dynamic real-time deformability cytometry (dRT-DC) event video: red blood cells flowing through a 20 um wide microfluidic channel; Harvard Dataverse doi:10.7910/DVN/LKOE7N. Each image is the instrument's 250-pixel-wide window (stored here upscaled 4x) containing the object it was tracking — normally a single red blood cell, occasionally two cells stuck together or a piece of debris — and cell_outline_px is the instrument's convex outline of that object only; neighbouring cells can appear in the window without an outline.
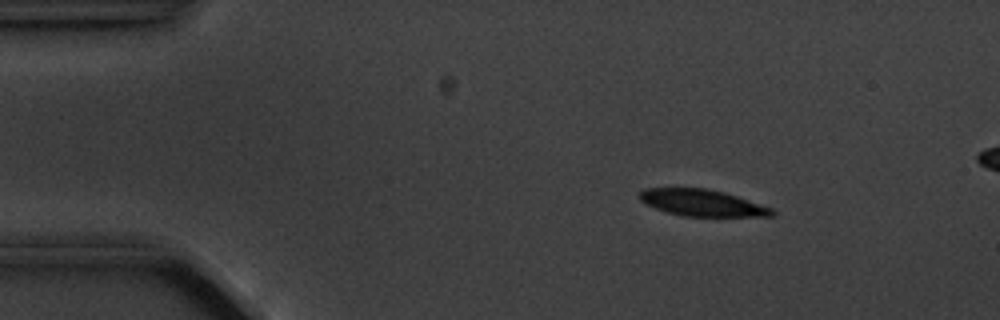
{"species": "common noctule bat (a hibernating species)", "species_latin": "Nyctalus noctula", "temperature_condition": "cold", "stored_images_in_passage": 6, "camera_frame_rate_fps": 3000, "um_per_image_px": 0.085, "animal": {"sex": "male", "body_mass_g": 20.1, "forearm_length_mm": 53.5}, "frame": {"image": 1, "passage_image": 3, "time_ms": 2.333, "image_size_px": [1000, 320], "cell_outline_px": [[776, 212], [772, 216], [684, 216], [668, 212], [656, 208], [640, 200], [640, 192], [644, 188], [704, 188], [724, 192], [772, 208]], "centroid_in_image_um": [59.69, 17.24], "position_along_channel_um": 25.3, "area_um2": 20.17}}